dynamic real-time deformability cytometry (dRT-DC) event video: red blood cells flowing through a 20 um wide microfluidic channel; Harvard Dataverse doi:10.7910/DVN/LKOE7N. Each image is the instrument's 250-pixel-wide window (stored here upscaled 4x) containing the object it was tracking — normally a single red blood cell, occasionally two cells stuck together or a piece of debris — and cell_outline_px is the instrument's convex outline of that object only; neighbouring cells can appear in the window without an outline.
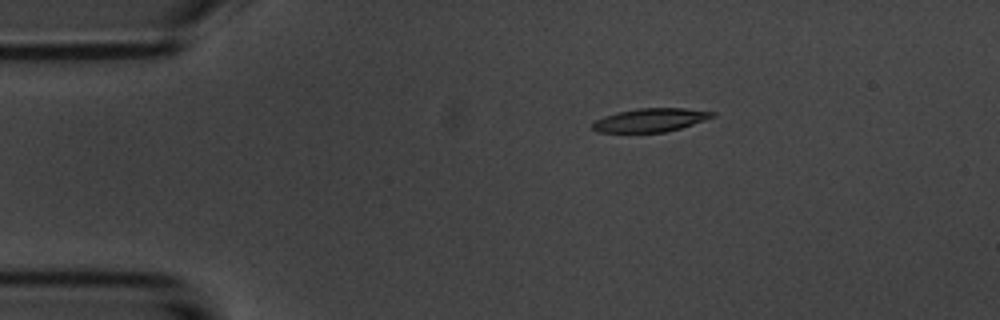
{"species": "common noctule bat (a hibernating species)", "species_latin": "Nyctalus noctula", "temperature_condition": "room temperature", "stored_images_in_passage": 7, "camera_frame_rate_fps": 3000, "um_per_image_px": 0.085, "animal": {"sex": "male", "body_mass_g": 20.1, "forearm_length_mm": 53.5}, "frame": {"image": 1, "passage_image": 3, "time_ms": 2.333, "image_size_px": [1000, 320], "cell_outline_px": [[716, 116], [680, 128], [664, 132], [596, 132], [592, 128], [592, 124], [596, 120], [604, 116], [616, 112], [636, 108], [684, 108], [716, 112]], "centroid_in_image_um": [55.27, 10.19], "position_along_channel_um": 29.7, "area_um2": 16.36}}
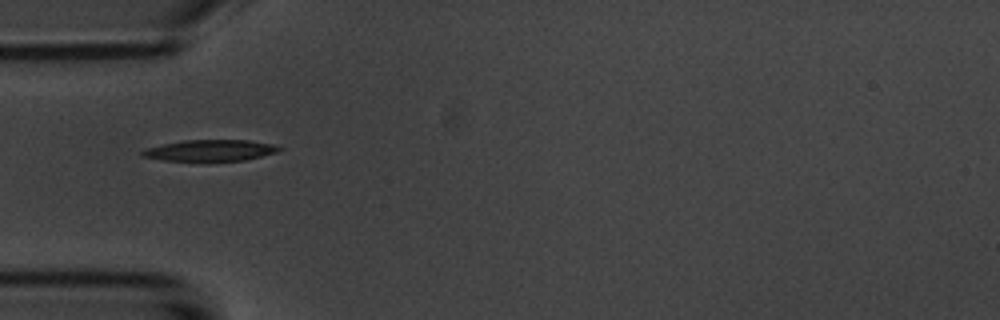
{"frame": {"image": 2, "passage_image": 5, "time_ms": 4.667, "image_size_px": [1000, 320], "cell_outline_px": [[284, 148], [276, 152], [244, 160], [208, 164], [164, 160], [140, 156], [140, 152], [144, 148], [184, 140], [248, 140], [272, 144]], "centroid_in_image_um": [17.81, 12.83], "position_along_channel_um": 67.2, "area_um2": 17.8}}
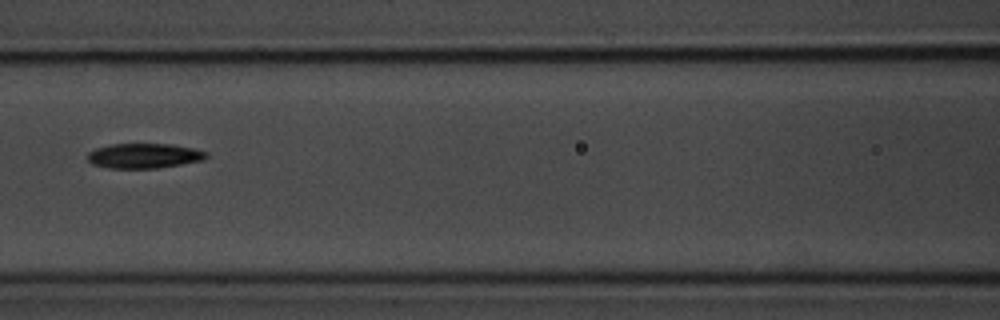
{"frame": {"image": 3, "passage_image": 7, "time_ms": 7.0, "image_size_px": [1000, 320], "cell_outline_px": [[208, 156], [204, 160], [160, 168], [108, 168], [92, 164], [88, 160], [88, 152], [96, 148], [112, 144], [172, 144], [192, 148], [208, 152]], "centroid_in_image_um": [12.26, 13.24], "position_along_channel_um": 154.3, "area_um2": 17.28}}